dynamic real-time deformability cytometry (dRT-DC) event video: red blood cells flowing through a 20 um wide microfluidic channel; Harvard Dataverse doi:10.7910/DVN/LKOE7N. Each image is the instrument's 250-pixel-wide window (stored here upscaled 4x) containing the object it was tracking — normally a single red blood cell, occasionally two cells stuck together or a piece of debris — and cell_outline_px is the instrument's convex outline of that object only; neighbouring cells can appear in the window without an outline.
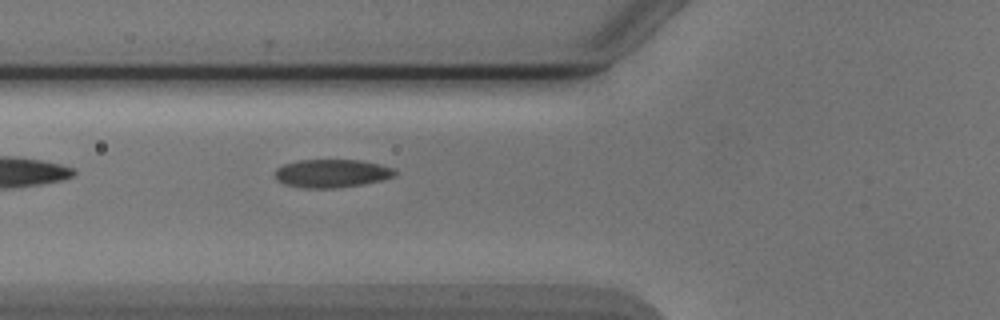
{"species": "Egyptian fruit bat (a non-hibernating species)", "species_latin": "Rousettus aegyptiacus", "temperature_condition": "cold", "stored_images_in_passage": 4, "segment_of_instrument_passage": [1, 2], "camera_frame_rate_fps": 3000, "um_per_image_px": 0.085, "animal": {"sex": "male"}, "frame": {"image": 1, "passage_image": 3, "time_ms": 2.333, "image_size_px": [1000, 320], "cell_outline_px": [[396, 176], [380, 180], [360, 184], [336, 188], [304, 188], [284, 184], [276, 180], [276, 168], [284, 164], [300, 160], [360, 160], [380, 164], [396, 168]], "centroid_in_image_um": [28.21, 14.73], "position_along_channel_um": 97.6, "area_um2": 19.71}}